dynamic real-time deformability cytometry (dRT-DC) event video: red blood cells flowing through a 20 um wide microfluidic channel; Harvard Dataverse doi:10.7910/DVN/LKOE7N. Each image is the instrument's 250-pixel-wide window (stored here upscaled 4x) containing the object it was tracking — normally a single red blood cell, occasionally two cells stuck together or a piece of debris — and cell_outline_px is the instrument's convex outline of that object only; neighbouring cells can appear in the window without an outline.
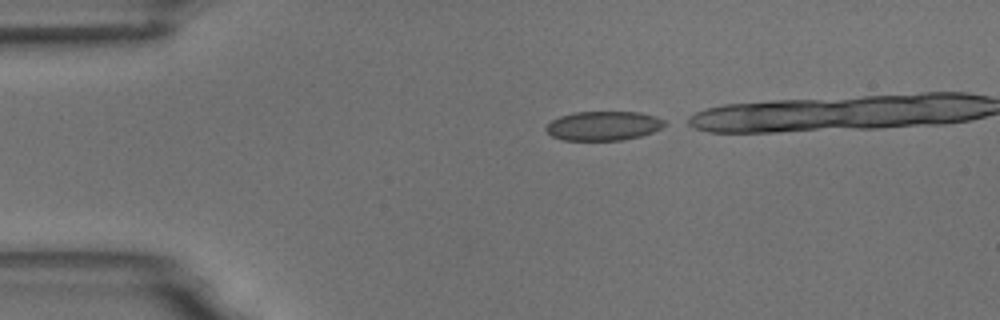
{"species": "common noctule bat (a hibernating species)", "species_latin": "Nyctalus noctula", "temperature_condition": "room temperature", "stored_images_in_passage": 15, "camera_frame_rate_fps": 3000, "um_per_image_px": 0.085, "animal": {"sex": "male", "body_mass_g": 18.8}, "frame": {"image": 1, "passage_image": 1, "time_ms": 0.0, "image_size_px": [1000, 320], "cell_outline_px": [[668, 124], [652, 132], [640, 136], [624, 140], [564, 140], [552, 136], [544, 128], [552, 120], [560, 116], [576, 112], [640, 112], [656, 116], [664, 120]], "centroid_in_image_um": [51.31, 10.69], "position_along_channel_um": 33.7, "area_um2": 20.17}}
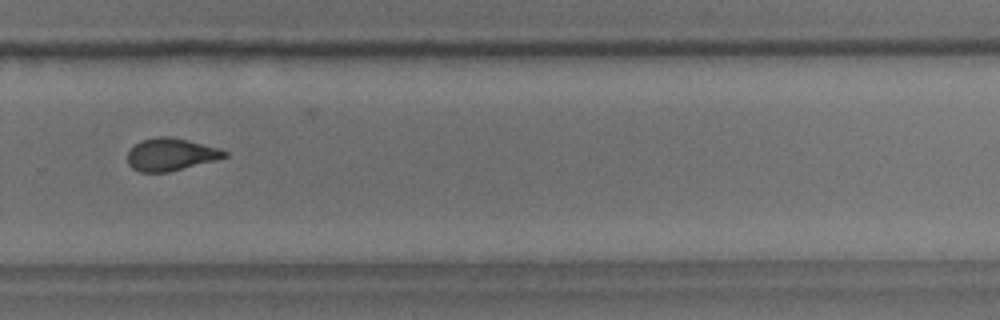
{"frame": {"image": 2, "passage_image": 11, "time_ms": 12.333, "image_size_px": [1000, 320], "cell_outline_px": [[228, 156], [168, 172], [140, 172], [132, 168], [128, 164], [128, 152], [140, 140], [156, 136], [168, 136], [188, 140], [220, 148], [228, 152]], "centroid_in_image_um": [14.5, 13.11], "position_along_channel_um": 315.3, "area_um2": 18.21}}
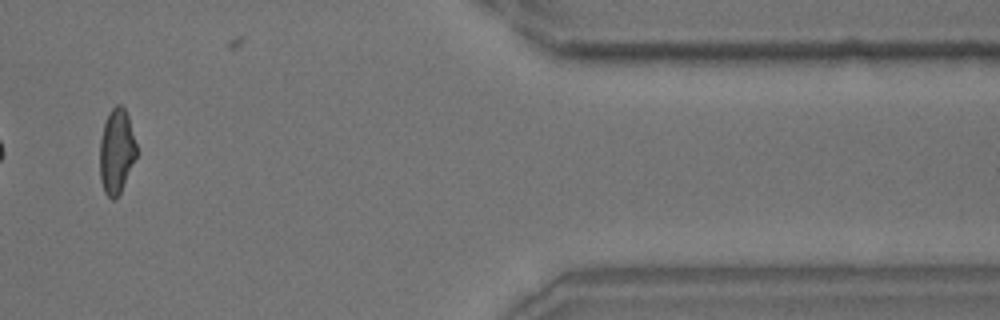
{"frame": {"image": 3, "passage_image": 13, "time_ms": 15.667, "image_size_px": [1000, 320], "cell_outline_px": [[136, 156], [120, 192], [116, 200], [112, 200], [104, 192], [100, 180], [100, 140], [104, 124], [108, 112], [116, 104], [120, 104], [124, 108], [128, 116], [136, 144]], "centroid_in_image_um": [9.88, 12.86], "position_along_channel_um": 401.5, "area_um2": 17.98}, "authors_computed_cell_mechanics": {"area_um2": 18.9584, "velocity_mm_per_s": 3.755, "shape_relaxation_time_tau1_ms": null, "shape_relaxation_time_tau2_ms": 11.1042, "deformation_change_tau1": null, "deformation_change_tau2": 0.1445}}